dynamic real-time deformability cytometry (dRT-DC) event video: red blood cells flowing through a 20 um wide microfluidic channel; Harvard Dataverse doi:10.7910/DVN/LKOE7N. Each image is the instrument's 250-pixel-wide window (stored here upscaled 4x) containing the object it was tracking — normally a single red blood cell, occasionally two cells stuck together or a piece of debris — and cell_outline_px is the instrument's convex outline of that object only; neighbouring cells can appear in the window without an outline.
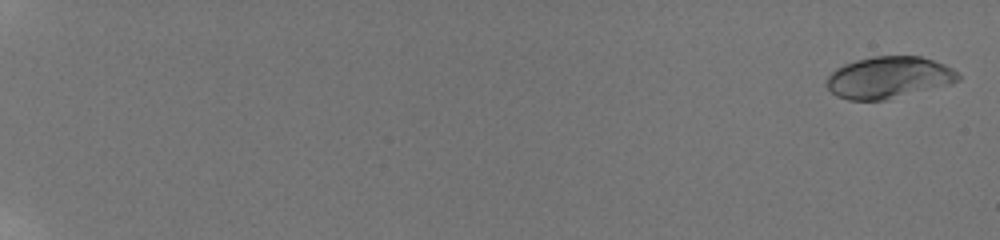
{"species": "human", "species_latin": "Homo sapiens", "temperature_condition": "room temperature", "stored_images_in_passage": 44, "camera_frame_rate_fps": 3000, "um_per_image_px": 0.085, "donor": {"sex": "male"}, "frame": {"image": 1, "passage_image": 1, "time_ms": 0.0, "image_size_px": [1000, 240], "cell_outline_px": [[960, 80], [952, 84], [884, 100], [848, 100], [836, 96], [824, 84], [828, 76], [836, 68], [844, 64], [856, 60], [872, 56], [920, 56], [944, 64], [960, 72]], "centroid_in_image_um": [75.55, 6.58], "position_along_channel_um": 9.5, "area_um2": 32.19}}
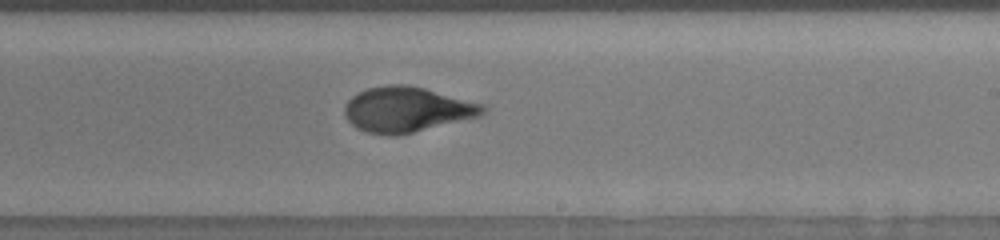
{"frame": {"image": 2, "passage_image": 34, "time_ms": 13.0, "image_size_px": [1000, 240], "cell_outline_px": [[488, 108], [480, 116], [396, 136], [388, 136], [368, 132], [356, 128], [344, 116], [344, 108], [348, 100], [352, 96], [368, 88], [388, 84], [408, 84], [424, 88], [484, 104]], "centroid_in_image_um": [34.57, 9.3], "position_along_channel_um": 254.4, "area_um2": 36.36}}
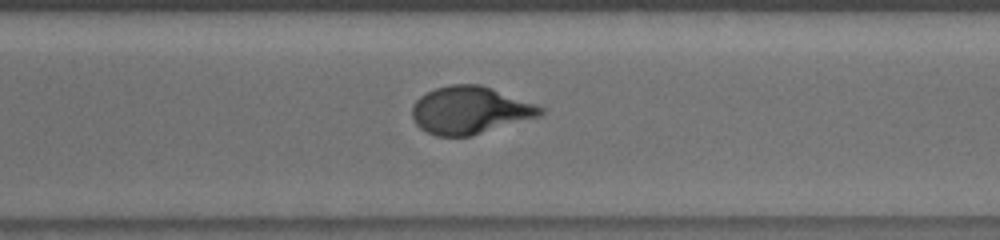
{"frame": {"image": 3, "passage_image": 37, "time_ms": 15.0, "image_size_px": [1000, 240], "cell_outline_px": [[544, 112], [540, 116], [472, 136], [436, 136], [424, 132], [416, 124], [412, 116], [412, 104], [420, 96], [436, 88], [452, 84], [480, 84], [492, 88], [536, 104], [544, 108]], "centroid_in_image_um": [39.93, 9.38], "position_along_channel_um": 330.7, "area_um2": 35.6}, "authors_computed_cell_mechanics": {"area_um2": 32.7437, "velocity_mm_per_s": 3.8176, "shape_relaxation_time_tau1_ms": 7.4518, "shape_relaxation_time_tau2_ms": 0.9405, "deformation_change_tau1": 0.2683, "deformation_change_tau2": 0.0693}}